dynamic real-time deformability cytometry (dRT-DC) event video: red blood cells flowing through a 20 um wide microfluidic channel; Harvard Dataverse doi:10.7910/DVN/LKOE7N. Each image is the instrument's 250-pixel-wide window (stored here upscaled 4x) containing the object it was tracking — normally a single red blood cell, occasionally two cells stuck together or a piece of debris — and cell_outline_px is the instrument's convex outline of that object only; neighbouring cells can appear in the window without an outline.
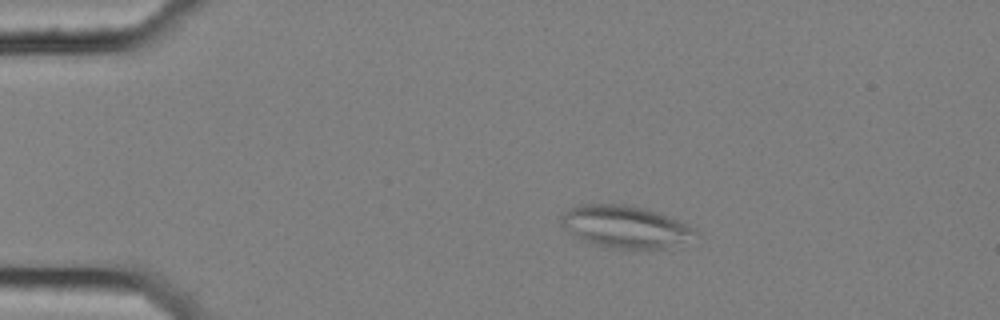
{"species": "common noctule bat (a hibernating species)", "species_latin": "Nyctalus noctula", "temperature_condition": "cold", "stored_images_in_passage": 55, "segment_of_instrument_passage": [1, 2], "camera_frame_rate_fps": 3000, "um_per_image_px": 0.085, "animal": {"sex": "female", "body_mass_g": 25.1}, "frame": {"image": 1, "passage_image": 10, "time_ms": 3.0, "image_size_px": [1000, 320], "cell_outline_px": [[704, 236], [700, 244], [664, 248], [608, 248], [580, 240], [568, 232], [560, 224], [560, 216], [564, 212], [580, 204], [628, 204], [644, 208], [668, 216], [688, 224], [696, 228]], "centroid_in_image_um": [53.34, 19.31], "position_along_channel_um": 31.7, "area_um2": 34.45}}